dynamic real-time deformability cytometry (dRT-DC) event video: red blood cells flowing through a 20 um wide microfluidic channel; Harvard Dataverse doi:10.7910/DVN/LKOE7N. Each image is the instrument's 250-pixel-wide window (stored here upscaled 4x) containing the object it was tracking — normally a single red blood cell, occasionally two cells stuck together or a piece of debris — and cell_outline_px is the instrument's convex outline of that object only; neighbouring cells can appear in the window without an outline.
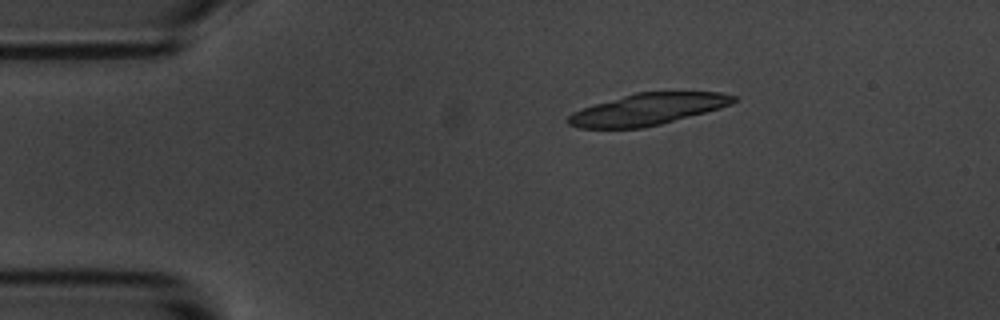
{"species": "common noctule bat (a hibernating species)", "species_latin": "Nyctalus noctula", "temperature_condition": "room temperature", "stored_images_in_passage": 3, "camera_frame_rate_fps": 3000, "um_per_image_px": 0.085, "animal": {"sex": "male", "body_mass_g": 20.1, "forearm_length_mm": 53.5}, "frame": {"image": 1, "passage_image": 3, "time_ms": 2.333, "image_size_px": [1000, 320], "cell_outline_px": [[736, 100], [732, 104], [720, 108], [660, 124], [644, 128], [580, 128], [568, 124], [564, 120], [572, 112], [592, 104], [636, 92], [720, 92], [736, 96]], "centroid_in_image_um": [55.01, 9.29], "position_along_channel_um": 30.0, "area_um2": 30.46}}